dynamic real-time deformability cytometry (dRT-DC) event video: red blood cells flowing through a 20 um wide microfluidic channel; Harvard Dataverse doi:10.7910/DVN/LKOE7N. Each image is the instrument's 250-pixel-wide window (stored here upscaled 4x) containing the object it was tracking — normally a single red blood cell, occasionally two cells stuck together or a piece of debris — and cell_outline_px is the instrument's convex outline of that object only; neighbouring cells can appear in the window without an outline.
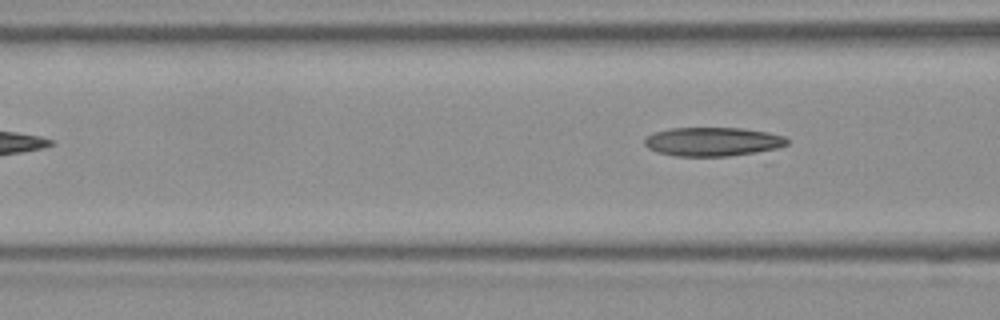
{"species": "Egyptian fruit bat (a non-hibernating species)", "species_latin": "Rousettus aegyptiacus", "temperature_condition": "room temperature", "stored_images_in_passage": 5, "camera_frame_rate_fps": 3000, "um_per_image_px": 0.085, "frame": {"image": 1, "passage_image": 5, "time_ms": 1.333, "image_size_px": [1000, 320], "cell_outline_px": [[788, 144], [768, 164], [676, 156], [656, 152], [648, 148], [644, 144], [644, 140], [652, 132], [672, 128], [740, 128], [768, 132], [784, 136], [788, 140]], "centroid_in_image_um": [61.04, 12.24], "position_along_channel_um": 105.6, "area_um2": 28.44}}